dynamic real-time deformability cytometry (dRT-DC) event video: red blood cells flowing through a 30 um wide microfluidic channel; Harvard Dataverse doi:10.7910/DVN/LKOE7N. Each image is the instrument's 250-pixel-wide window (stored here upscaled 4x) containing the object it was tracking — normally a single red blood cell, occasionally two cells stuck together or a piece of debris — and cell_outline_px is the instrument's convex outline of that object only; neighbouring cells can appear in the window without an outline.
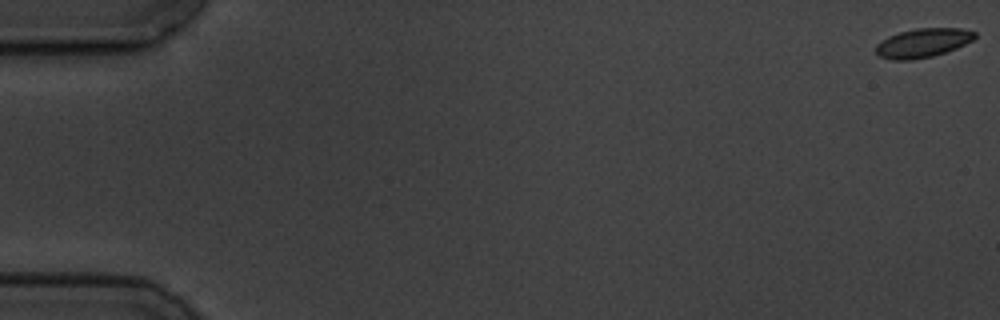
{"species": "common noctule bat (a hibernating species)", "species_latin": "Nyctalus noctula", "temperature_condition": "cold", "stored_images_in_passage": 7, "camera_frame_rate_fps": 3000, "um_per_image_px": 0.085, "animal": {"sex": "male", "body_mass_g": 19.5, "forearm_length_mm": 54.6}, "frame": {"image": 1, "passage_image": 1, "time_ms": 0.0, "image_size_px": [1000, 320], "cell_outline_px": [[976, 36], [972, 40], [956, 48], [932, 56], [912, 60], [892, 60], [880, 56], [876, 52], [876, 44], [888, 36], [900, 32], [916, 28], [960, 28], [976, 32]], "centroid_in_image_um": [78.42, 3.64], "position_along_channel_um": 6.6, "area_um2": 16.59}}
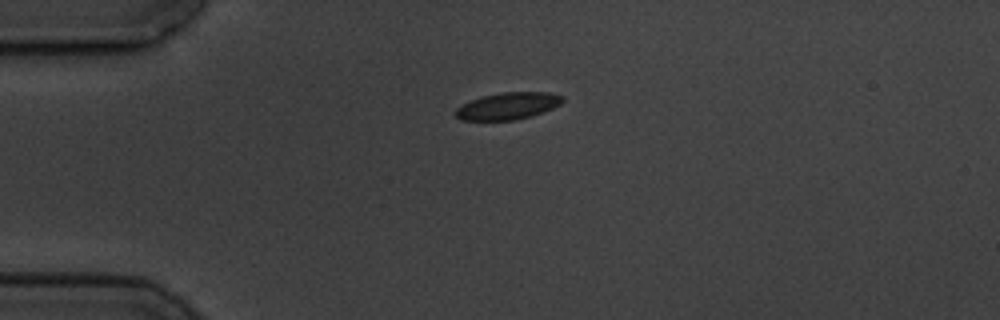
{"frame": {"image": 2, "passage_image": 5, "time_ms": 4.667, "image_size_px": [1000, 320], "cell_outline_px": [[564, 100], [560, 104], [552, 108], [532, 116], [516, 120], [460, 120], [452, 112], [460, 104], [480, 96], [500, 92], [552, 92], [564, 96]], "centroid_in_image_um": [43.14, 9.0], "position_along_channel_um": 41.9, "area_um2": 17.17}}
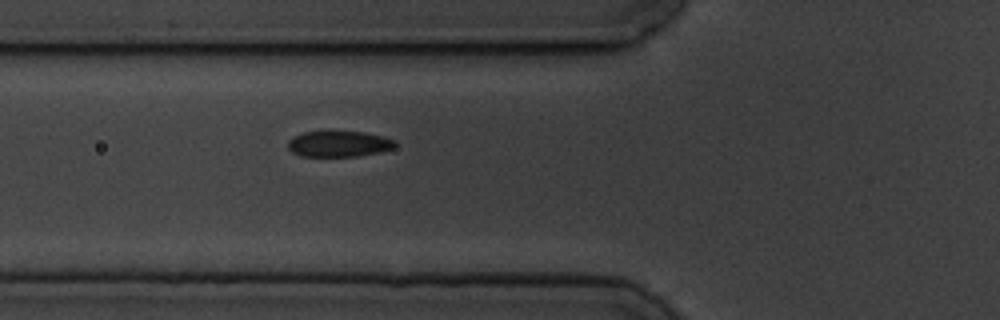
{"frame": {"image": 3, "passage_image": 7, "time_ms": 7.0, "image_size_px": [1000, 320], "cell_outline_px": [[396, 148], [380, 152], [360, 156], [300, 156], [292, 152], [288, 148], [288, 140], [292, 136], [304, 132], [364, 132], [384, 136], [396, 140]], "centroid_in_image_um": [28.83, 12.24], "position_along_channel_um": 97.0, "area_um2": 16.3}}